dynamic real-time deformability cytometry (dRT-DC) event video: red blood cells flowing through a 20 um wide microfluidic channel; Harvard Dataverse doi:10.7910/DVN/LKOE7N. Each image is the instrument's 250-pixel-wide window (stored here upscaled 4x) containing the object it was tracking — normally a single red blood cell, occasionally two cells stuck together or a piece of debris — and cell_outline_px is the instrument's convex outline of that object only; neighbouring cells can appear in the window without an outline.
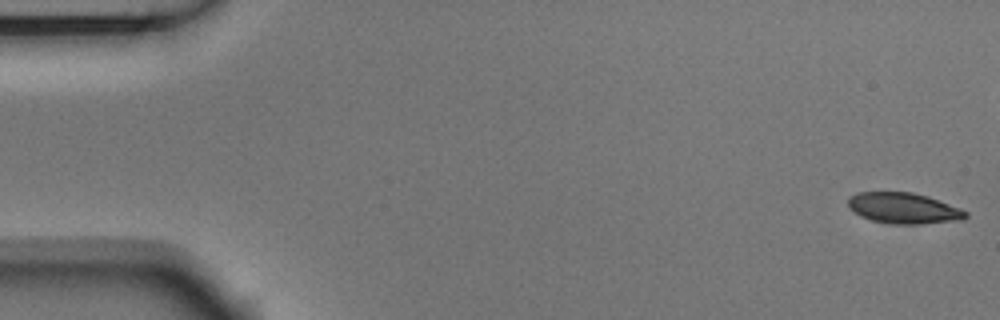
{"species": "Egyptian fruit bat (a non-hibernating species)", "species_latin": "Rousettus aegyptiacus", "temperature_condition": "room temperature", "stored_images_in_passage": 6, "camera_frame_rate_fps": 3000, "um_per_image_px": 0.085, "animal": {"sex": "male"}, "frame": {"image": 1, "passage_image": 1, "time_ms": 0.0, "image_size_px": [1000, 320], "cell_outline_px": [[968, 216], [964, 220], [924, 224], [888, 224], [872, 220], [860, 216], [848, 208], [848, 196], [856, 192], [912, 192], [928, 196], [960, 208], [968, 212]], "centroid_in_image_um": [76.81, 17.7], "position_along_channel_um": 8.2, "area_um2": 21.5}}